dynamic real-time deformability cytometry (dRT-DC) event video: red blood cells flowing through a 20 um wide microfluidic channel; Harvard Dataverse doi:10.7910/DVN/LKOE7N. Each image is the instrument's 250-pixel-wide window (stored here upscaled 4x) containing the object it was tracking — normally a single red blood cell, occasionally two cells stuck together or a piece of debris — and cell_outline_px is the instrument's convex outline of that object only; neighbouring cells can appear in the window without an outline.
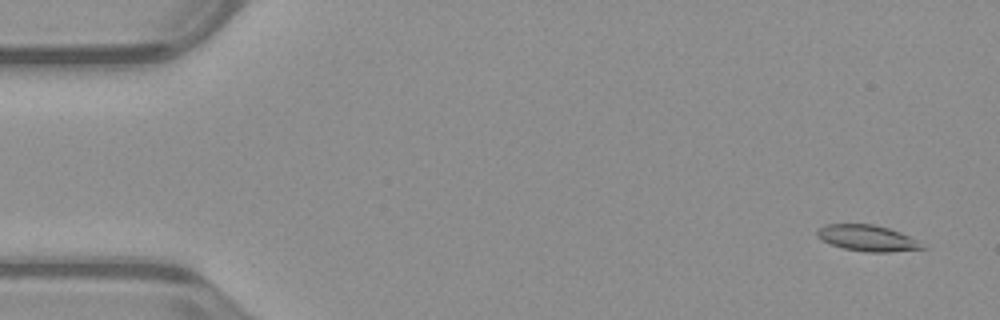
{"species": "common noctule bat (a hibernating species)", "species_latin": "Nyctalus noctula", "temperature_condition": "warm", "stored_images_in_passage": 53, "camera_frame_rate_fps": 3000, "um_per_image_px": 0.085, "animal": {"sex": "male", "body_mass_g": 23.1, "forearm_length_mm": 52.7}, "frame": {"image": 1, "passage_image": 3, "time_ms": 0.667, "image_size_px": [1000, 320], "cell_outline_px": [[928, 248], [888, 252], [864, 252], [844, 248], [832, 244], [816, 236], [816, 228], [824, 224], [872, 224], [888, 228], [900, 232], [916, 240]], "centroid_in_image_um": [73.7, 20.23], "position_along_channel_um": 11.3, "area_um2": 15.9}}
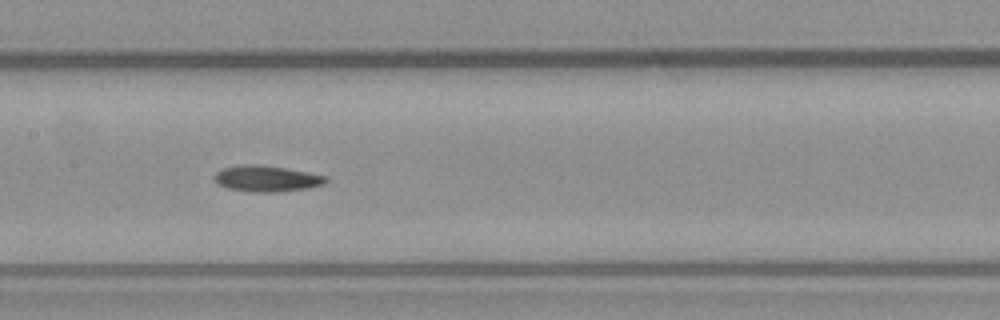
{"frame": {"image": 2, "passage_image": 26, "time_ms": 8.333, "image_size_px": [1000, 320], "cell_outline_px": [[328, 180], [324, 184], [304, 188], [276, 192], [248, 192], [228, 188], [216, 184], [212, 176], [216, 172], [224, 168], [240, 164], [260, 164], [284, 168], [324, 176]], "centroid_in_image_um": [22.55, 15.18], "position_along_channel_um": 184.8, "area_um2": 16.82}}
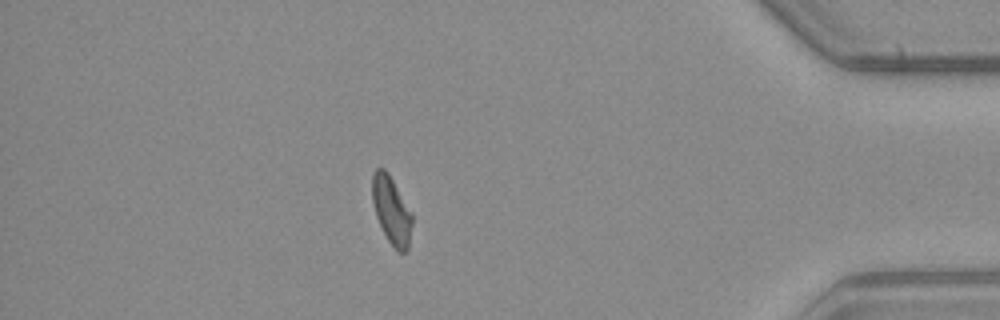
{"frame": {"image": 3, "passage_image": 46, "time_ms": 15.0, "image_size_px": [1000, 320], "cell_outline_px": [[412, 224], [408, 248], [404, 252], [396, 252], [388, 240], [376, 216], [372, 200], [372, 172], [376, 168], [384, 168], [388, 172], [412, 212]], "centroid_in_image_um": [33.27, 17.86], "position_along_channel_um": 401.9, "area_um2": 15.78}}